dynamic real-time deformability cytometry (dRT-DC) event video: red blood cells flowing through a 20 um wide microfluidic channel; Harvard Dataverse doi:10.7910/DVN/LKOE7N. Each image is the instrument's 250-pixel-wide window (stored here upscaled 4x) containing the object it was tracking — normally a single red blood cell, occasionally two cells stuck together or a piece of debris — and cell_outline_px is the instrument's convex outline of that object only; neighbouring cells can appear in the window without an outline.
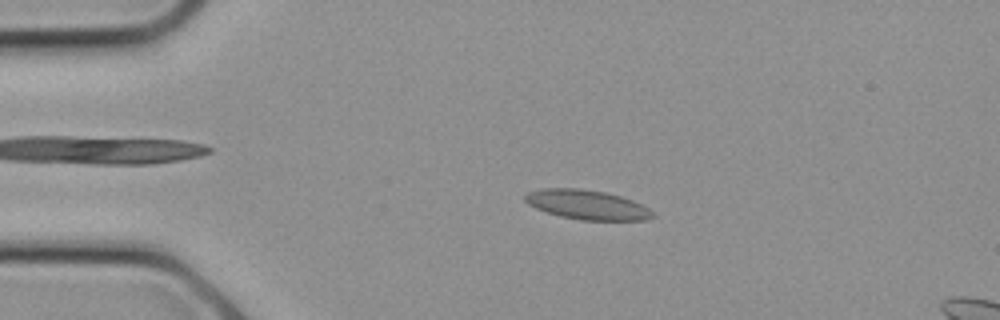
{"species": "common noctule bat (a hibernating species)", "species_latin": "Nyctalus noctula", "temperature_condition": "cold", "stored_images_in_passage": 8, "camera_frame_rate_fps": 3000, "um_per_image_px": 0.085, "animal": {"sex": "female", "body_mass_g": 21.9}, "frame": {"image": 1, "passage_image": 5, "time_ms": 1.333, "image_size_px": [1000, 320], "cell_outline_px": [[656, 216], [644, 220], [580, 220], [560, 216], [536, 208], [528, 204], [524, 200], [524, 196], [528, 192], [540, 188], [580, 188], [604, 192], [620, 196], [632, 200], [648, 208]], "centroid_in_image_um": [49.87, 17.4], "position_along_channel_um": 35.1, "area_um2": 21.85}}